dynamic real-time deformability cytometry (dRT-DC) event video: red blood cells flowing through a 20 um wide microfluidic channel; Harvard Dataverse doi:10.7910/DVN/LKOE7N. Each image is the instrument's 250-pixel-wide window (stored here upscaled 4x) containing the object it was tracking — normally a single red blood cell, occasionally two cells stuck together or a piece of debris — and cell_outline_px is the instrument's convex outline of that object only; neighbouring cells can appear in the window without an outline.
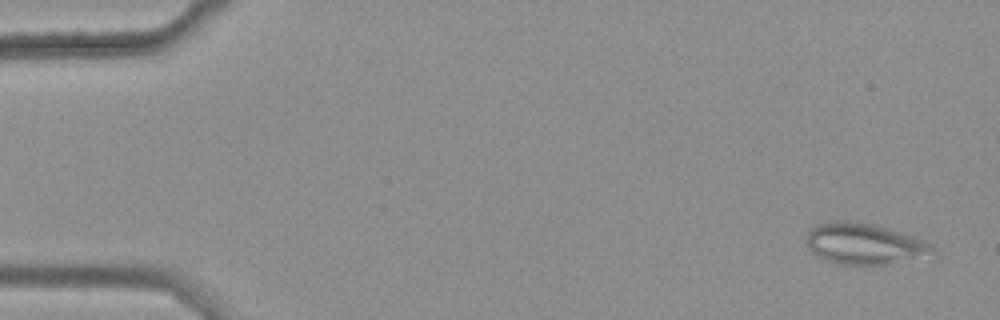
{"species": "common noctule bat (a hibernating species)", "species_latin": "Nyctalus noctula", "temperature_condition": "warm", "stored_images_in_passage": 47, "camera_frame_rate_fps": 3000, "um_per_image_px": 0.085, "animal": {"sex": "female", "body_mass_g": 25.1}, "frame": {"image": 1, "passage_image": 3, "time_ms": 0.667, "image_size_px": [1000, 320], "cell_outline_px": [[936, 248], [888, 264], [840, 264], [816, 256], [808, 248], [808, 232], [816, 224], [836, 220], [840, 220], [872, 224], [912, 236], [932, 244]], "centroid_in_image_um": [73.31, 20.69], "position_along_channel_um": 11.7, "area_um2": 28.78}}
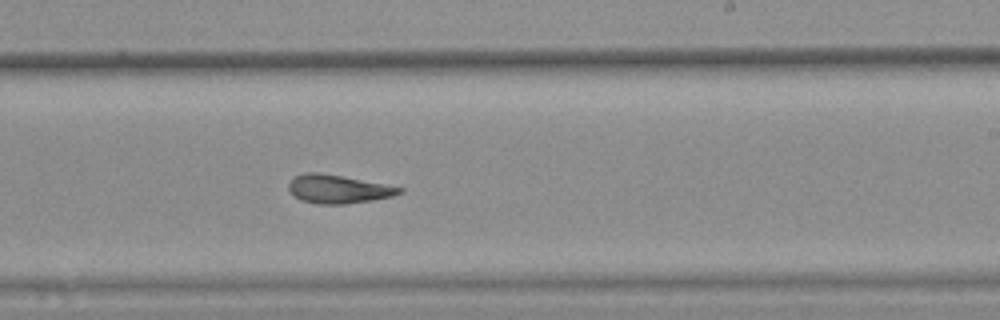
{"frame": {"image": 2, "passage_image": 34, "time_ms": 11.0, "image_size_px": [1000, 320], "cell_outline_px": [[404, 192], [392, 196], [372, 200], [344, 204], [316, 204], [300, 200], [288, 188], [288, 184], [292, 176], [304, 172], [316, 172], [340, 176], [384, 184], [404, 188]], "centroid_in_image_um": [28.71, 16.07], "position_along_channel_um": 260.3, "area_um2": 18.26}}
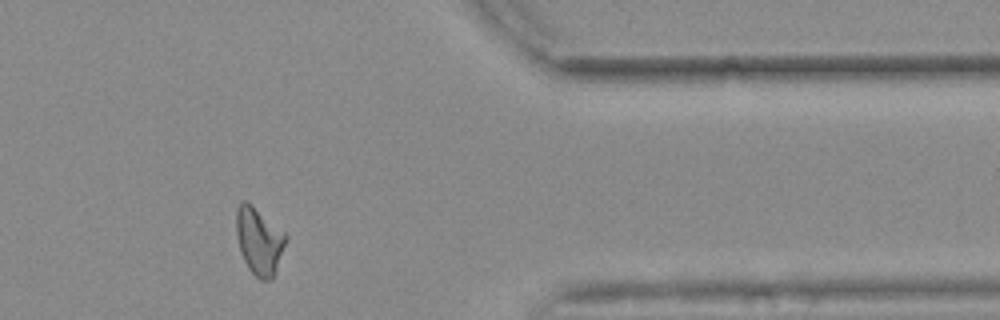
{"frame": {"image": 3, "passage_image": 46, "time_ms": 15.0, "image_size_px": [1000, 320], "cell_outline_px": [[288, 236], [272, 280], [260, 280], [248, 268], [240, 252], [236, 232], [236, 208], [244, 200], [284, 232]], "centroid_in_image_um": [22.01, 20.52], "position_along_channel_um": 389.4, "area_um2": 18.9}, "authors_computed_cell_mechanics": {"area_um2": 19.1896, "velocity_mm_per_s": 3.6982, "shape_relaxation_time_tau1_ms": null, "shape_relaxation_time_tau2_ms": 3.1102, "deformation_change_tau1": null, "deformation_change_tau2": 0.1155}}